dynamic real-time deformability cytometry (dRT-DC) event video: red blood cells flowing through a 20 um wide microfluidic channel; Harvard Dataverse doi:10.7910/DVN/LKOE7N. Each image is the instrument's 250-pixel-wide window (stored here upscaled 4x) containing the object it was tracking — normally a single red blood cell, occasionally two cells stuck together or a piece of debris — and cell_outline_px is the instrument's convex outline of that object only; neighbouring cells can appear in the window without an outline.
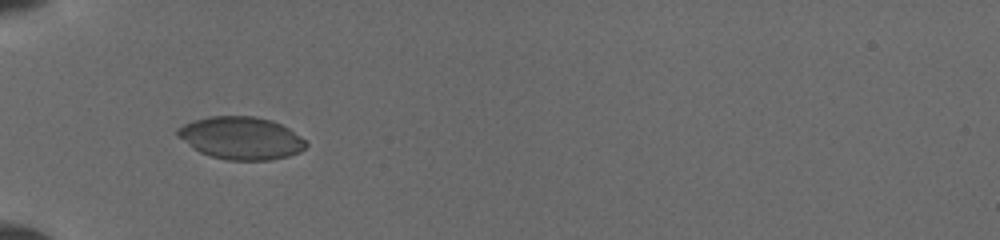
{"species": "common noctule bat (a hibernating species)", "species_latin": "Nyctalus noctula", "temperature_condition": "cold", "stored_images_in_passage": 13, "camera_frame_rate_fps": 3000, "um_per_image_px": 0.085, "animal": {"sex": "female", "body_mass_g": 19.5, "forearm_length_mm": 54.1}, "frame": {"image": 1, "passage_image": 10, "time_ms": 4.0, "image_size_px": [1000, 240], "cell_outline_px": [[308, 144], [300, 152], [288, 156], [268, 160], [228, 160], [212, 156], [200, 152], [192, 148], [176, 136], [176, 128], [184, 124], [208, 116], [256, 116], [272, 120], [288, 128], [304, 140]], "centroid_in_image_um": [20.46, 11.73], "position_along_channel_um": 64.5, "area_um2": 31.79}}
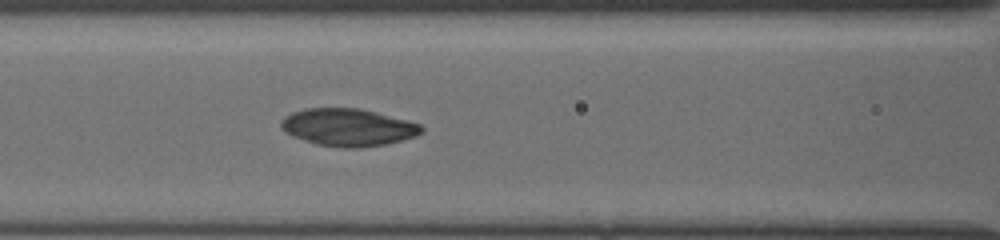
{"frame": {"image": 2, "passage_image": 13, "time_ms": 6.0, "image_size_px": [1000, 240], "cell_outline_px": [[424, 132], [416, 136], [384, 144], [356, 148], [344, 148], [316, 144], [292, 136], [284, 132], [280, 128], [280, 124], [284, 116], [292, 112], [308, 108], [360, 108], [408, 120], [420, 124], [424, 128]], "centroid_in_image_um": [29.57, 10.82], "position_along_channel_um": 137.0, "area_um2": 30.69}}